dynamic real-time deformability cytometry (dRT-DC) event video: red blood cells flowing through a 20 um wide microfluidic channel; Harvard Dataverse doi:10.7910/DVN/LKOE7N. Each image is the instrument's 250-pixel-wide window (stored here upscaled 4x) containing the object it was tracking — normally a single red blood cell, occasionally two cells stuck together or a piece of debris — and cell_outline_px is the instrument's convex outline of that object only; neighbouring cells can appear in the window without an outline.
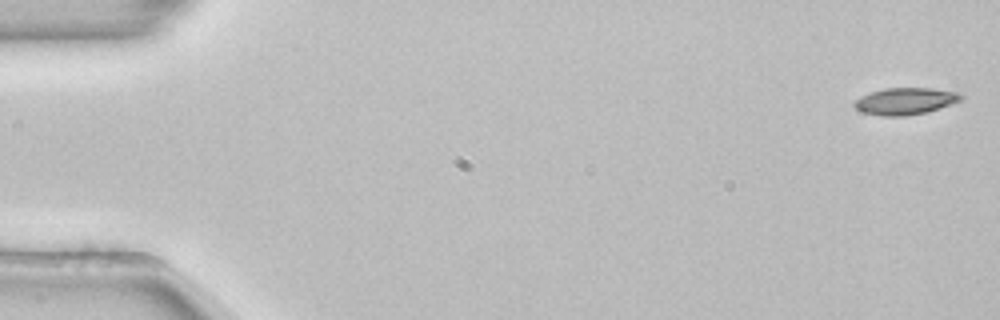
{"species": "common noctule bat (a hibernating species)", "species_latin": "Nyctalus noctula", "temperature_condition": "room temperature", "stored_images_in_passage": 53, "camera_frame_rate_fps": 3000, "um_per_image_px": 0.085, "animal": {"sex": "female", "body_mass_g": 22.7, "forearm_length_mm": 54.2}, "frame": {"image": 1, "passage_image": 1, "time_ms": 0.0, "image_size_px": [1000, 320], "cell_outline_px": [[964, 100], [928, 112], [904, 116], [880, 116], [860, 112], [852, 104], [860, 96], [884, 88], [928, 88], [956, 92], [964, 96]], "centroid_in_image_um": [76.95, 8.61], "position_along_channel_um": 8.1, "area_um2": 16.82}}
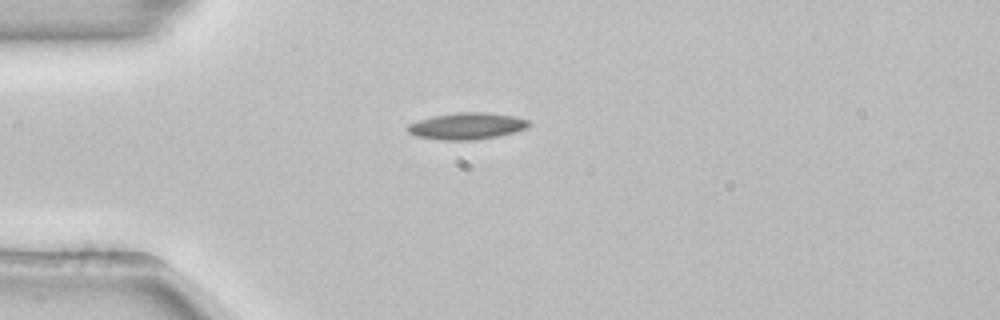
{"frame": {"image": 2, "passage_image": 14, "time_ms": 4.333, "image_size_px": [1000, 320], "cell_outline_px": [[532, 124], [524, 128], [512, 132], [496, 136], [472, 140], [444, 140], [416, 136], [408, 132], [408, 124], [432, 116], [456, 112], [484, 112], [512, 116], [528, 120]], "centroid_in_image_um": [39.65, 10.7], "position_along_channel_um": 45.3, "area_um2": 18.5}}
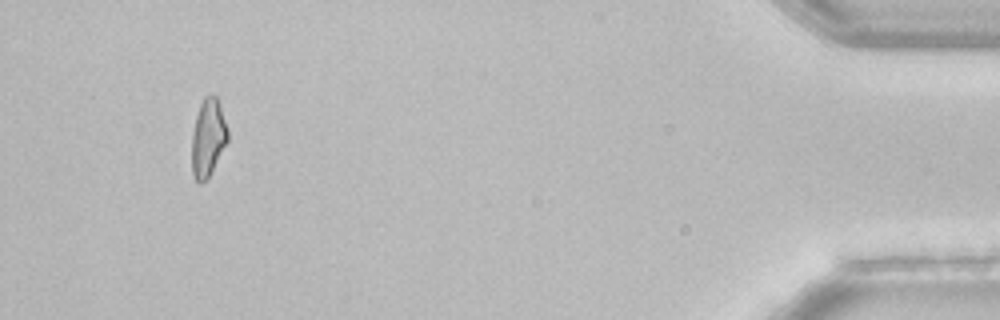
{"frame": {"image": 3, "passage_image": 50, "time_ms": 16.333, "image_size_px": [1000, 320], "cell_outline_px": [[228, 140], [208, 176], [200, 184], [192, 176], [192, 132], [196, 116], [200, 104], [204, 96], [216, 96], [228, 128]], "centroid_in_image_um": [17.67, 11.7], "position_along_channel_um": 417.5, "area_um2": 15.95}}